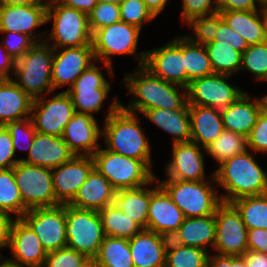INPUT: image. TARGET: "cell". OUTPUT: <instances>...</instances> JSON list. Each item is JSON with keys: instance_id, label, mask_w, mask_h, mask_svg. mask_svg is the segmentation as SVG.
Segmentation results:
<instances>
[{"instance_id": "1", "label": "cell", "mask_w": 267, "mask_h": 267, "mask_svg": "<svg viewBox=\"0 0 267 267\" xmlns=\"http://www.w3.org/2000/svg\"><path fill=\"white\" fill-rule=\"evenodd\" d=\"M102 128V137L107 150L123 156L142 160L151 170V148L149 137L142 131L137 115L125 110L121 101L114 98L108 107Z\"/></svg>"}, {"instance_id": "2", "label": "cell", "mask_w": 267, "mask_h": 267, "mask_svg": "<svg viewBox=\"0 0 267 267\" xmlns=\"http://www.w3.org/2000/svg\"><path fill=\"white\" fill-rule=\"evenodd\" d=\"M124 82L128 93L134 96L127 107L121 104L129 112L143 114L153 108L175 111L182 109L188 103L186 88L164 81L144 65L138 66L133 74L125 73ZM178 87L181 91H178Z\"/></svg>"}, {"instance_id": "3", "label": "cell", "mask_w": 267, "mask_h": 267, "mask_svg": "<svg viewBox=\"0 0 267 267\" xmlns=\"http://www.w3.org/2000/svg\"><path fill=\"white\" fill-rule=\"evenodd\" d=\"M249 152L225 160L214 171L216 184L227 192L220 195L222 202L267 193V173Z\"/></svg>"}, {"instance_id": "4", "label": "cell", "mask_w": 267, "mask_h": 267, "mask_svg": "<svg viewBox=\"0 0 267 267\" xmlns=\"http://www.w3.org/2000/svg\"><path fill=\"white\" fill-rule=\"evenodd\" d=\"M54 48L45 41L36 43L22 57L16 60L13 71L17 84L33 100L50 95L54 91L51 75Z\"/></svg>"}, {"instance_id": "5", "label": "cell", "mask_w": 267, "mask_h": 267, "mask_svg": "<svg viewBox=\"0 0 267 267\" xmlns=\"http://www.w3.org/2000/svg\"><path fill=\"white\" fill-rule=\"evenodd\" d=\"M212 181H181L164 179L159 184L165 189L172 201L187 217H204L215 214L217 207L222 203L221 197L214 189L216 183L214 175ZM210 181V182H208Z\"/></svg>"}, {"instance_id": "6", "label": "cell", "mask_w": 267, "mask_h": 267, "mask_svg": "<svg viewBox=\"0 0 267 267\" xmlns=\"http://www.w3.org/2000/svg\"><path fill=\"white\" fill-rule=\"evenodd\" d=\"M49 21H53V27L45 42L54 49L92 45L87 14L54 0H48L47 23ZM49 40L54 43L51 44Z\"/></svg>"}, {"instance_id": "7", "label": "cell", "mask_w": 267, "mask_h": 267, "mask_svg": "<svg viewBox=\"0 0 267 267\" xmlns=\"http://www.w3.org/2000/svg\"><path fill=\"white\" fill-rule=\"evenodd\" d=\"M141 29L120 21L97 30L92 35V46L96 61L102 62L109 75H113L111 56L133 55L142 66L146 59V50L137 54V45Z\"/></svg>"}, {"instance_id": "8", "label": "cell", "mask_w": 267, "mask_h": 267, "mask_svg": "<svg viewBox=\"0 0 267 267\" xmlns=\"http://www.w3.org/2000/svg\"><path fill=\"white\" fill-rule=\"evenodd\" d=\"M94 168L116 191L148 184L156 175L142 161L132 159L101 147L92 155Z\"/></svg>"}, {"instance_id": "9", "label": "cell", "mask_w": 267, "mask_h": 267, "mask_svg": "<svg viewBox=\"0 0 267 267\" xmlns=\"http://www.w3.org/2000/svg\"><path fill=\"white\" fill-rule=\"evenodd\" d=\"M66 223V247L95 258L105 238L99 212L66 204Z\"/></svg>"}, {"instance_id": "10", "label": "cell", "mask_w": 267, "mask_h": 267, "mask_svg": "<svg viewBox=\"0 0 267 267\" xmlns=\"http://www.w3.org/2000/svg\"><path fill=\"white\" fill-rule=\"evenodd\" d=\"M13 169L27 210L60 205L53 190L52 169L27 164L22 160Z\"/></svg>"}, {"instance_id": "11", "label": "cell", "mask_w": 267, "mask_h": 267, "mask_svg": "<svg viewBox=\"0 0 267 267\" xmlns=\"http://www.w3.org/2000/svg\"><path fill=\"white\" fill-rule=\"evenodd\" d=\"M21 219L35 232L47 253L67 246L66 204L30 209Z\"/></svg>"}, {"instance_id": "12", "label": "cell", "mask_w": 267, "mask_h": 267, "mask_svg": "<svg viewBox=\"0 0 267 267\" xmlns=\"http://www.w3.org/2000/svg\"><path fill=\"white\" fill-rule=\"evenodd\" d=\"M215 219L213 249L217 255L243 256L248 251V229L237 209L231 203L222 202L216 209Z\"/></svg>"}, {"instance_id": "13", "label": "cell", "mask_w": 267, "mask_h": 267, "mask_svg": "<svg viewBox=\"0 0 267 267\" xmlns=\"http://www.w3.org/2000/svg\"><path fill=\"white\" fill-rule=\"evenodd\" d=\"M229 77L230 75L213 73L192 80L187 88L188 104L220 111L225 109L245 93L227 82Z\"/></svg>"}, {"instance_id": "14", "label": "cell", "mask_w": 267, "mask_h": 267, "mask_svg": "<svg viewBox=\"0 0 267 267\" xmlns=\"http://www.w3.org/2000/svg\"><path fill=\"white\" fill-rule=\"evenodd\" d=\"M74 113L72 100L63 91L50 99L43 96L34 99L30 119L36 132L62 137L64 128Z\"/></svg>"}, {"instance_id": "15", "label": "cell", "mask_w": 267, "mask_h": 267, "mask_svg": "<svg viewBox=\"0 0 267 267\" xmlns=\"http://www.w3.org/2000/svg\"><path fill=\"white\" fill-rule=\"evenodd\" d=\"M110 90V83L94 63L64 92L70 96L75 112L94 116L102 109Z\"/></svg>"}, {"instance_id": "16", "label": "cell", "mask_w": 267, "mask_h": 267, "mask_svg": "<svg viewBox=\"0 0 267 267\" xmlns=\"http://www.w3.org/2000/svg\"><path fill=\"white\" fill-rule=\"evenodd\" d=\"M144 66L164 81L187 89L183 36L175 37L173 41L160 48L146 51Z\"/></svg>"}, {"instance_id": "17", "label": "cell", "mask_w": 267, "mask_h": 267, "mask_svg": "<svg viewBox=\"0 0 267 267\" xmlns=\"http://www.w3.org/2000/svg\"><path fill=\"white\" fill-rule=\"evenodd\" d=\"M9 247L12 257L5 260L13 267H43L47 252L35 232L21 219L16 218L13 223Z\"/></svg>"}, {"instance_id": "18", "label": "cell", "mask_w": 267, "mask_h": 267, "mask_svg": "<svg viewBox=\"0 0 267 267\" xmlns=\"http://www.w3.org/2000/svg\"><path fill=\"white\" fill-rule=\"evenodd\" d=\"M47 7V0L31 5L0 6V31L24 33L36 43L44 42L46 34H37L38 37L32 30L47 23Z\"/></svg>"}, {"instance_id": "19", "label": "cell", "mask_w": 267, "mask_h": 267, "mask_svg": "<svg viewBox=\"0 0 267 267\" xmlns=\"http://www.w3.org/2000/svg\"><path fill=\"white\" fill-rule=\"evenodd\" d=\"M95 60L92 45L54 49L51 75L54 90L65 85L70 88L85 70L96 63Z\"/></svg>"}, {"instance_id": "20", "label": "cell", "mask_w": 267, "mask_h": 267, "mask_svg": "<svg viewBox=\"0 0 267 267\" xmlns=\"http://www.w3.org/2000/svg\"><path fill=\"white\" fill-rule=\"evenodd\" d=\"M155 176L154 189L150 196L146 229L159 233L168 238L178 231L185 216L179 207L172 201L165 189L159 184Z\"/></svg>"}, {"instance_id": "21", "label": "cell", "mask_w": 267, "mask_h": 267, "mask_svg": "<svg viewBox=\"0 0 267 267\" xmlns=\"http://www.w3.org/2000/svg\"><path fill=\"white\" fill-rule=\"evenodd\" d=\"M94 169L92 156L75 155L70 161L52 169L53 190L60 204H69Z\"/></svg>"}, {"instance_id": "22", "label": "cell", "mask_w": 267, "mask_h": 267, "mask_svg": "<svg viewBox=\"0 0 267 267\" xmlns=\"http://www.w3.org/2000/svg\"><path fill=\"white\" fill-rule=\"evenodd\" d=\"M102 129L94 116L75 112L64 128L62 138L78 156H92L101 146Z\"/></svg>"}, {"instance_id": "23", "label": "cell", "mask_w": 267, "mask_h": 267, "mask_svg": "<svg viewBox=\"0 0 267 267\" xmlns=\"http://www.w3.org/2000/svg\"><path fill=\"white\" fill-rule=\"evenodd\" d=\"M166 165V179L181 181L206 179L201 146L194 142L172 144V160Z\"/></svg>"}, {"instance_id": "24", "label": "cell", "mask_w": 267, "mask_h": 267, "mask_svg": "<svg viewBox=\"0 0 267 267\" xmlns=\"http://www.w3.org/2000/svg\"><path fill=\"white\" fill-rule=\"evenodd\" d=\"M74 156L62 137L36 132L27 158L21 160L27 164L53 169Z\"/></svg>"}, {"instance_id": "25", "label": "cell", "mask_w": 267, "mask_h": 267, "mask_svg": "<svg viewBox=\"0 0 267 267\" xmlns=\"http://www.w3.org/2000/svg\"><path fill=\"white\" fill-rule=\"evenodd\" d=\"M169 238L142 229L129 239L134 267H165Z\"/></svg>"}, {"instance_id": "26", "label": "cell", "mask_w": 267, "mask_h": 267, "mask_svg": "<svg viewBox=\"0 0 267 267\" xmlns=\"http://www.w3.org/2000/svg\"><path fill=\"white\" fill-rule=\"evenodd\" d=\"M266 105L265 95L252 100L245 92L236 101L221 110L224 129L247 137Z\"/></svg>"}, {"instance_id": "27", "label": "cell", "mask_w": 267, "mask_h": 267, "mask_svg": "<svg viewBox=\"0 0 267 267\" xmlns=\"http://www.w3.org/2000/svg\"><path fill=\"white\" fill-rule=\"evenodd\" d=\"M115 194L116 190L107 178L94 168L69 205L99 212L114 203Z\"/></svg>"}, {"instance_id": "28", "label": "cell", "mask_w": 267, "mask_h": 267, "mask_svg": "<svg viewBox=\"0 0 267 267\" xmlns=\"http://www.w3.org/2000/svg\"><path fill=\"white\" fill-rule=\"evenodd\" d=\"M191 121V142L202 149L214 142L224 130L220 110L212 107L189 105Z\"/></svg>"}, {"instance_id": "29", "label": "cell", "mask_w": 267, "mask_h": 267, "mask_svg": "<svg viewBox=\"0 0 267 267\" xmlns=\"http://www.w3.org/2000/svg\"><path fill=\"white\" fill-rule=\"evenodd\" d=\"M33 99L10 79H0V126L30 118Z\"/></svg>"}, {"instance_id": "30", "label": "cell", "mask_w": 267, "mask_h": 267, "mask_svg": "<svg viewBox=\"0 0 267 267\" xmlns=\"http://www.w3.org/2000/svg\"><path fill=\"white\" fill-rule=\"evenodd\" d=\"M215 232V214L204 217H187L171 239L180 245L198 247L208 251V245L214 247Z\"/></svg>"}, {"instance_id": "31", "label": "cell", "mask_w": 267, "mask_h": 267, "mask_svg": "<svg viewBox=\"0 0 267 267\" xmlns=\"http://www.w3.org/2000/svg\"><path fill=\"white\" fill-rule=\"evenodd\" d=\"M142 115L157 127L172 135V144L191 141V121L188 103L182 109L175 111L153 108L146 110Z\"/></svg>"}, {"instance_id": "32", "label": "cell", "mask_w": 267, "mask_h": 267, "mask_svg": "<svg viewBox=\"0 0 267 267\" xmlns=\"http://www.w3.org/2000/svg\"><path fill=\"white\" fill-rule=\"evenodd\" d=\"M260 11V13H259ZM219 11L228 26L240 34L248 45L265 42V10Z\"/></svg>"}, {"instance_id": "33", "label": "cell", "mask_w": 267, "mask_h": 267, "mask_svg": "<svg viewBox=\"0 0 267 267\" xmlns=\"http://www.w3.org/2000/svg\"><path fill=\"white\" fill-rule=\"evenodd\" d=\"M155 182V177L146 185L116 191L114 204L130 219L137 222L143 229L147 226V216L152 189L147 188Z\"/></svg>"}, {"instance_id": "34", "label": "cell", "mask_w": 267, "mask_h": 267, "mask_svg": "<svg viewBox=\"0 0 267 267\" xmlns=\"http://www.w3.org/2000/svg\"><path fill=\"white\" fill-rule=\"evenodd\" d=\"M105 236L130 239L143 228L114 203L99 211Z\"/></svg>"}, {"instance_id": "35", "label": "cell", "mask_w": 267, "mask_h": 267, "mask_svg": "<svg viewBox=\"0 0 267 267\" xmlns=\"http://www.w3.org/2000/svg\"><path fill=\"white\" fill-rule=\"evenodd\" d=\"M183 58L187 75V88L196 78L213 74V68L204 45L183 36Z\"/></svg>"}, {"instance_id": "36", "label": "cell", "mask_w": 267, "mask_h": 267, "mask_svg": "<svg viewBox=\"0 0 267 267\" xmlns=\"http://www.w3.org/2000/svg\"><path fill=\"white\" fill-rule=\"evenodd\" d=\"M99 267H134L129 240L105 236L95 257Z\"/></svg>"}, {"instance_id": "37", "label": "cell", "mask_w": 267, "mask_h": 267, "mask_svg": "<svg viewBox=\"0 0 267 267\" xmlns=\"http://www.w3.org/2000/svg\"><path fill=\"white\" fill-rule=\"evenodd\" d=\"M230 203L237 209L248 230L267 229V193L240 197Z\"/></svg>"}, {"instance_id": "38", "label": "cell", "mask_w": 267, "mask_h": 267, "mask_svg": "<svg viewBox=\"0 0 267 267\" xmlns=\"http://www.w3.org/2000/svg\"><path fill=\"white\" fill-rule=\"evenodd\" d=\"M204 46L214 73L232 76L241 70V52L220 42H209Z\"/></svg>"}, {"instance_id": "39", "label": "cell", "mask_w": 267, "mask_h": 267, "mask_svg": "<svg viewBox=\"0 0 267 267\" xmlns=\"http://www.w3.org/2000/svg\"><path fill=\"white\" fill-rule=\"evenodd\" d=\"M209 254L202 248L180 245L169 238L165 267H207Z\"/></svg>"}, {"instance_id": "40", "label": "cell", "mask_w": 267, "mask_h": 267, "mask_svg": "<svg viewBox=\"0 0 267 267\" xmlns=\"http://www.w3.org/2000/svg\"><path fill=\"white\" fill-rule=\"evenodd\" d=\"M247 150V137L226 129L214 142L205 148L207 154L215 159L219 165L225 160L231 159L233 156L242 154Z\"/></svg>"}, {"instance_id": "41", "label": "cell", "mask_w": 267, "mask_h": 267, "mask_svg": "<svg viewBox=\"0 0 267 267\" xmlns=\"http://www.w3.org/2000/svg\"><path fill=\"white\" fill-rule=\"evenodd\" d=\"M0 211L13 213L16 218H21L28 211L16 184L13 168L0 169Z\"/></svg>"}, {"instance_id": "42", "label": "cell", "mask_w": 267, "mask_h": 267, "mask_svg": "<svg viewBox=\"0 0 267 267\" xmlns=\"http://www.w3.org/2000/svg\"><path fill=\"white\" fill-rule=\"evenodd\" d=\"M241 70H247L255 79L267 82V43L248 46L242 53Z\"/></svg>"}, {"instance_id": "43", "label": "cell", "mask_w": 267, "mask_h": 267, "mask_svg": "<svg viewBox=\"0 0 267 267\" xmlns=\"http://www.w3.org/2000/svg\"><path fill=\"white\" fill-rule=\"evenodd\" d=\"M192 28V35H187L192 41L205 45L214 41L219 29V12L207 16H199L187 23Z\"/></svg>"}, {"instance_id": "44", "label": "cell", "mask_w": 267, "mask_h": 267, "mask_svg": "<svg viewBox=\"0 0 267 267\" xmlns=\"http://www.w3.org/2000/svg\"><path fill=\"white\" fill-rule=\"evenodd\" d=\"M121 21L120 6L98 2L88 14L89 28L92 35L99 29Z\"/></svg>"}, {"instance_id": "45", "label": "cell", "mask_w": 267, "mask_h": 267, "mask_svg": "<svg viewBox=\"0 0 267 267\" xmlns=\"http://www.w3.org/2000/svg\"><path fill=\"white\" fill-rule=\"evenodd\" d=\"M5 127L12 137L14 152L17 153L18 149L20 148L28 151V154L36 134V130L31 119L25 118L18 121L8 122Z\"/></svg>"}, {"instance_id": "46", "label": "cell", "mask_w": 267, "mask_h": 267, "mask_svg": "<svg viewBox=\"0 0 267 267\" xmlns=\"http://www.w3.org/2000/svg\"><path fill=\"white\" fill-rule=\"evenodd\" d=\"M120 6L121 21L142 29L145 22L152 21L155 17L147 9L143 0H126Z\"/></svg>"}, {"instance_id": "47", "label": "cell", "mask_w": 267, "mask_h": 267, "mask_svg": "<svg viewBox=\"0 0 267 267\" xmlns=\"http://www.w3.org/2000/svg\"><path fill=\"white\" fill-rule=\"evenodd\" d=\"M88 258L68 247L47 253L43 267H79Z\"/></svg>"}, {"instance_id": "48", "label": "cell", "mask_w": 267, "mask_h": 267, "mask_svg": "<svg viewBox=\"0 0 267 267\" xmlns=\"http://www.w3.org/2000/svg\"><path fill=\"white\" fill-rule=\"evenodd\" d=\"M248 149L267 154V105L261 110L256 124L247 136Z\"/></svg>"}, {"instance_id": "49", "label": "cell", "mask_w": 267, "mask_h": 267, "mask_svg": "<svg viewBox=\"0 0 267 267\" xmlns=\"http://www.w3.org/2000/svg\"><path fill=\"white\" fill-rule=\"evenodd\" d=\"M0 33L6 34L2 45L8 54L15 60L22 57L28 50H30L36 42L28 35L24 33L0 31Z\"/></svg>"}, {"instance_id": "50", "label": "cell", "mask_w": 267, "mask_h": 267, "mask_svg": "<svg viewBox=\"0 0 267 267\" xmlns=\"http://www.w3.org/2000/svg\"><path fill=\"white\" fill-rule=\"evenodd\" d=\"M181 18L186 24L199 16L218 13L217 0H183ZM213 4V5H212Z\"/></svg>"}, {"instance_id": "51", "label": "cell", "mask_w": 267, "mask_h": 267, "mask_svg": "<svg viewBox=\"0 0 267 267\" xmlns=\"http://www.w3.org/2000/svg\"><path fill=\"white\" fill-rule=\"evenodd\" d=\"M212 42H220V44L229 45L241 53H243L249 46L240 34L228 26V24L223 20L220 12L219 29L215 35L214 41Z\"/></svg>"}, {"instance_id": "52", "label": "cell", "mask_w": 267, "mask_h": 267, "mask_svg": "<svg viewBox=\"0 0 267 267\" xmlns=\"http://www.w3.org/2000/svg\"><path fill=\"white\" fill-rule=\"evenodd\" d=\"M12 137L5 126H0V169L13 168L21 159H16Z\"/></svg>"}, {"instance_id": "53", "label": "cell", "mask_w": 267, "mask_h": 267, "mask_svg": "<svg viewBox=\"0 0 267 267\" xmlns=\"http://www.w3.org/2000/svg\"><path fill=\"white\" fill-rule=\"evenodd\" d=\"M248 251L267 254V229L255 228L248 230Z\"/></svg>"}, {"instance_id": "54", "label": "cell", "mask_w": 267, "mask_h": 267, "mask_svg": "<svg viewBox=\"0 0 267 267\" xmlns=\"http://www.w3.org/2000/svg\"><path fill=\"white\" fill-rule=\"evenodd\" d=\"M207 267H247L243 256H223L211 253L207 260Z\"/></svg>"}, {"instance_id": "55", "label": "cell", "mask_w": 267, "mask_h": 267, "mask_svg": "<svg viewBox=\"0 0 267 267\" xmlns=\"http://www.w3.org/2000/svg\"><path fill=\"white\" fill-rule=\"evenodd\" d=\"M256 0H217L218 11H253L260 10Z\"/></svg>"}, {"instance_id": "56", "label": "cell", "mask_w": 267, "mask_h": 267, "mask_svg": "<svg viewBox=\"0 0 267 267\" xmlns=\"http://www.w3.org/2000/svg\"><path fill=\"white\" fill-rule=\"evenodd\" d=\"M16 217H13L7 213L0 211V249L8 247L10 243L11 230Z\"/></svg>"}, {"instance_id": "57", "label": "cell", "mask_w": 267, "mask_h": 267, "mask_svg": "<svg viewBox=\"0 0 267 267\" xmlns=\"http://www.w3.org/2000/svg\"><path fill=\"white\" fill-rule=\"evenodd\" d=\"M0 48V51H2L0 54V79H10L12 77L9 72L14 71L16 60L8 54L2 43H0Z\"/></svg>"}, {"instance_id": "58", "label": "cell", "mask_w": 267, "mask_h": 267, "mask_svg": "<svg viewBox=\"0 0 267 267\" xmlns=\"http://www.w3.org/2000/svg\"><path fill=\"white\" fill-rule=\"evenodd\" d=\"M71 8H75L85 14H89L97 5V0H54Z\"/></svg>"}, {"instance_id": "59", "label": "cell", "mask_w": 267, "mask_h": 267, "mask_svg": "<svg viewBox=\"0 0 267 267\" xmlns=\"http://www.w3.org/2000/svg\"><path fill=\"white\" fill-rule=\"evenodd\" d=\"M244 257L247 267H267L266 253L246 251Z\"/></svg>"}, {"instance_id": "60", "label": "cell", "mask_w": 267, "mask_h": 267, "mask_svg": "<svg viewBox=\"0 0 267 267\" xmlns=\"http://www.w3.org/2000/svg\"><path fill=\"white\" fill-rule=\"evenodd\" d=\"M146 4L147 9L152 13L156 18L159 13L166 8V4L169 0H143Z\"/></svg>"}, {"instance_id": "61", "label": "cell", "mask_w": 267, "mask_h": 267, "mask_svg": "<svg viewBox=\"0 0 267 267\" xmlns=\"http://www.w3.org/2000/svg\"><path fill=\"white\" fill-rule=\"evenodd\" d=\"M40 0H0V6L31 5Z\"/></svg>"}, {"instance_id": "62", "label": "cell", "mask_w": 267, "mask_h": 267, "mask_svg": "<svg viewBox=\"0 0 267 267\" xmlns=\"http://www.w3.org/2000/svg\"><path fill=\"white\" fill-rule=\"evenodd\" d=\"M79 267H99L95 258H88Z\"/></svg>"}, {"instance_id": "63", "label": "cell", "mask_w": 267, "mask_h": 267, "mask_svg": "<svg viewBox=\"0 0 267 267\" xmlns=\"http://www.w3.org/2000/svg\"><path fill=\"white\" fill-rule=\"evenodd\" d=\"M125 1L126 0H97V2L112 3V4H116V5H120Z\"/></svg>"}, {"instance_id": "64", "label": "cell", "mask_w": 267, "mask_h": 267, "mask_svg": "<svg viewBox=\"0 0 267 267\" xmlns=\"http://www.w3.org/2000/svg\"><path fill=\"white\" fill-rule=\"evenodd\" d=\"M260 9H267V0H256Z\"/></svg>"}, {"instance_id": "65", "label": "cell", "mask_w": 267, "mask_h": 267, "mask_svg": "<svg viewBox=\"0 0 267 267\" xmlns=\"http://www.w3.org/2000/svg\"><path fill=\"white\" fill-rule=\"evenodd\" d=\"M264 35H265V43H267V13L265 11V31H264Z\"/></svg>"}, {"instance_id": "66", "label": "cell", "mask_w": 267, "mask_h": 267, "mask_svg": "<svg viewBox=\"0 0 267 267\" xmlns=\"http://www.w3.org/2000/svg\"><path fill=\"white\" fill-rule=\"evenodd\" d=\"M0 267H13L8 264H6L3 260L0 261Z\"/></svg>"}]
</instances>
